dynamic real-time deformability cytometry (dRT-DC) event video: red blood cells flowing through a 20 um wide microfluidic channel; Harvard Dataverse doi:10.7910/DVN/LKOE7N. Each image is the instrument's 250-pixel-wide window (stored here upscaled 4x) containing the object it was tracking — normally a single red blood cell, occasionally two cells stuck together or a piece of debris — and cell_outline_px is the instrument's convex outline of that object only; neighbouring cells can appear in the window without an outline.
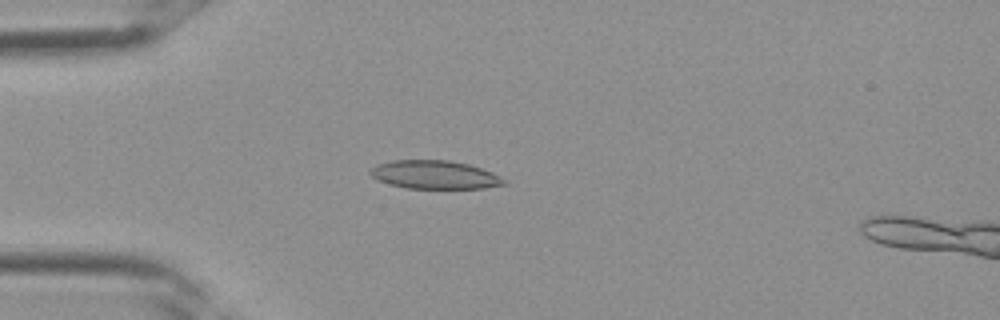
{"species": "Egyptian fruit bat (a non-hibernating species)", "species_latin": "Rousettus aegyptiacus", "temperature_condition": "room temperature", "stored_images_in_passage": 4, "camera_frame_rate_fps": 3000, "um_per_image_px": 0.085, "frame": {"image": 1, "passage_image": 3, "time_ms": 0.667, "image_size_px": [1000, 320], "cell_outline_px": [[508, 184], [484, 188], [404, 188], [380, 180], [372, 176], [368, 172], [376, 164], [392, 160], [448, 160], [468, 164], [492, 172], [508, 180]], "centroid_in_image_um": [36.99, 14.85], "position_along_channel_um": 48.0, "area_um2": 22.08}}